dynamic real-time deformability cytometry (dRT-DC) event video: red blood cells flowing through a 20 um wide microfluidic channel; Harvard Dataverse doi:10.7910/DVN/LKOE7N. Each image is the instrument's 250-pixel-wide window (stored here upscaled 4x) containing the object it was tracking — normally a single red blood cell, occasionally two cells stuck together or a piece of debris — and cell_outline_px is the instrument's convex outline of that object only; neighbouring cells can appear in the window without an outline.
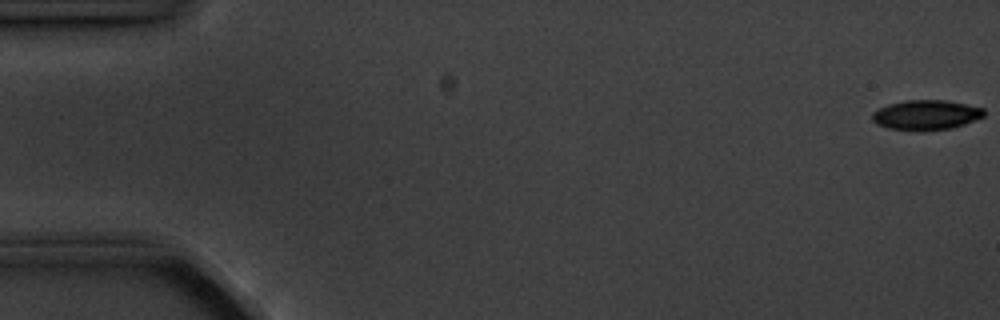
{"species": "common noctule bat (a hibernating species)", "species_latin": "Nyctalus noctula", "temperature_condition": "cold", "stored_images_in_passage": 6, "camera_frame_rate_fps": 3000, "um_per_image_px": 0.085, "animal": {"sex": "male", "body_mass_g": 20.1, "forearm_length_mm": 53.5}, "frame": {"image": 1, "passage_image": 1, "time_ms": 0.0, "image_size_px": [1000, 320], "cell_outline_px": [[984, 116], [964, 124], [952, 128], [920, 132], [888, 128], [876, 124], [872, 120], [872, 112], [888, 104], [904, 100], [944, 100], [984, 108]], "centroid_in_image_um": [78.68, 9.78], "position_along_channel_um": 6.3, "area_um2": 19.59}}
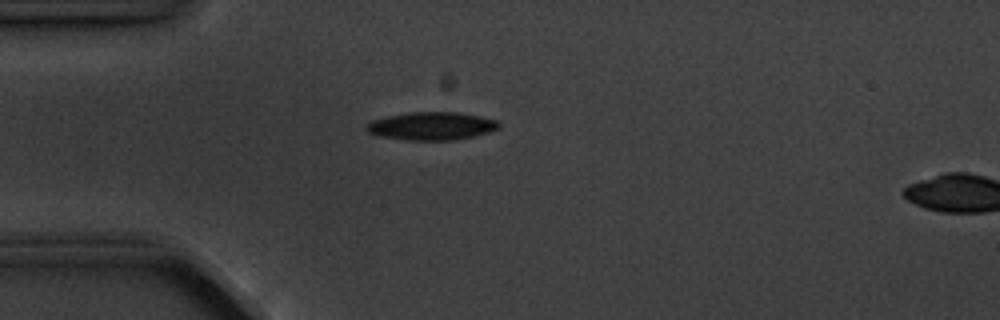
{"frame": {"image": 2, "passage_image": 5, "time_ms": 4.667, "image_size_px": [1000, 320], "cell_outline_px": [[500, 128], [488, 132], [472, 136], [452, 140], [404, 140], [380, 136], [368, 132], [364, 128], [372, 120], [388, 116], [408, 112], [456, 112], [480, 116], [496, 120], [500, 124]], "centroid_in_image_um": [36.67, 10.71], "position_along_channel_um": 48.3, "area_um2": 21.5}}